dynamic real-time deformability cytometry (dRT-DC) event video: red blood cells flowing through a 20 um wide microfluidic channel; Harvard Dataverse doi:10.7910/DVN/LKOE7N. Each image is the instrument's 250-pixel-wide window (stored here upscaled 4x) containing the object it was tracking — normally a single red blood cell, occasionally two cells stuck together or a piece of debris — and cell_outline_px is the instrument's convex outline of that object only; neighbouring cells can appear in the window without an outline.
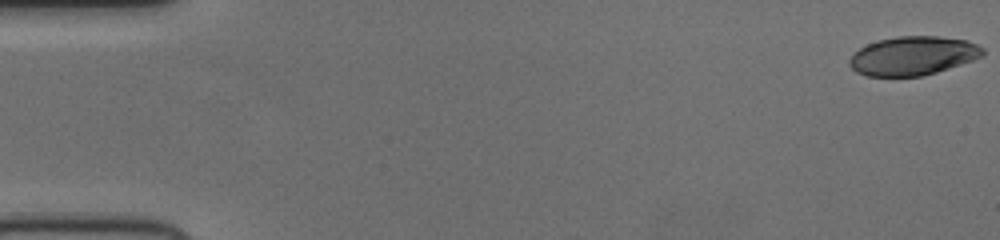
{"species": "human", "species_latin": "Homo sapiens", "temperature_condition": "cold", "stored_images_in_passage": 53, "camera_frame_rate_fps": 3000, "um_per_image_px": 0.085, "donor": {"sex": "female"}, "frame": {"image": 1, "passage_image": 1, "time_ms": 0.0, "image_size_px": [1000, 240], "cell_outline_px": [[984, 56], [936, 72], [920, 76], [864, 76], [856, 72], [848, 64], [848, 60], [860, 48], [868, 44], [880, 40], [896, 36], [940, 36], [964, 40], [976, 44], [984, 48]], "centroid_in_image_um": [77.59, 4.74], "position_along_channel_um": 7.4, "area_um2": 30.0}}
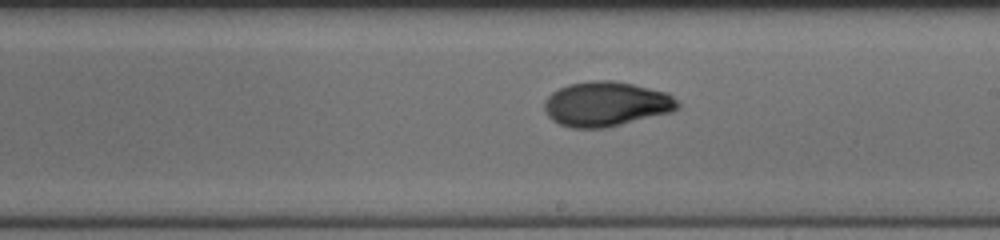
{"frame": {"image": 2, "passage_image": 31, "time_ms": 10.0, "image_size_px": [1000, 240], "cell_outline_px": [[680, 108], [672, 112], [604, 128], [572, 128], [560, 124], [552, 120], [548, 116], [544, 108], [544, 100], [552, 92], [568, 84], [588, 80], [612, 80], [632, 84], [668, 92], [680, 104]], "centroid_in_image_um": [51.52, 8.83], "position_along_channel_um": 237.5, "area_um2": 34.85}}
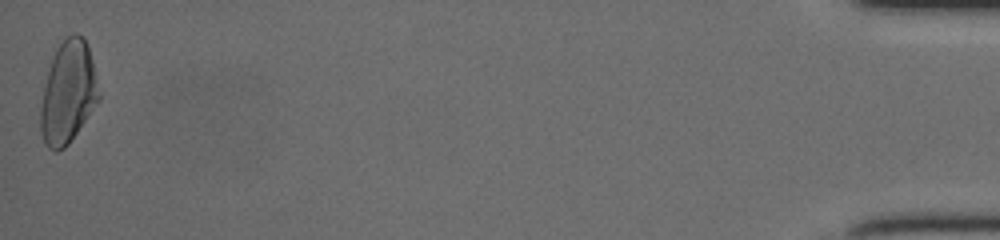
{"frame": {"image": 3, "passage_image": 53, "time_ms": 17.333, "image_size_px": [1000, 240], "cell_outline_px": [[100, 100], [68, 144], [64, 148], [56, 152], [48, 148], [44, 144], [40, 132], [40, 108], [44, 88], [48, 72], [56, 48], [68, 36], [76, 32], [84, 36], [88, 44], [92, 60], [100, 96]], "centroid_in_image_um": [5.79, 7.88], "position_along_channel_um": 429.4, "area_um2": 34.62}}